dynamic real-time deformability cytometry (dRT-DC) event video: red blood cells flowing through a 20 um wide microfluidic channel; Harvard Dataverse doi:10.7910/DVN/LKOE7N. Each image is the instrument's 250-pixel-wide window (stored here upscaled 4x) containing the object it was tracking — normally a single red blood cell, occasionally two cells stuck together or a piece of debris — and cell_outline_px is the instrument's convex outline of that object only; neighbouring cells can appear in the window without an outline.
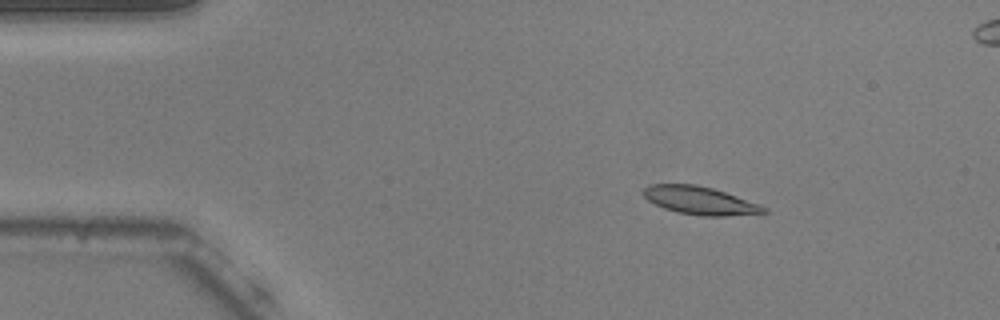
{"species": "common noctule bat (a hibernating species)", "species_latin": "Nyctalus noctula", "temperature_condition": "warm", "stored_images_in_passage": 47, "segment_of_instrument_passage": [1, 2], "camera_frame_rate_fps": 3000, "um_per_image_px": 0.085, "animal": {"sex": "male", "body_mass_g": 20.5, "forearm_length_mm": 52.5}, "frame": {"image": 1, "passage_image": 1, "time_ms": 0.0, "image_size_px": [1000, 320], "cell_outline_px": [[768, 212], [724, 216], [700, 216], [676, 212], [664, 208], [648, 200], [640, 192], [648, 184], [696, 184], [712, 188], [760, 204], [768, 208]], "centroid_in_image_um": [59.46, 17.04], "position_along_channel_um": 25.5, "area_um2": 19.65}}
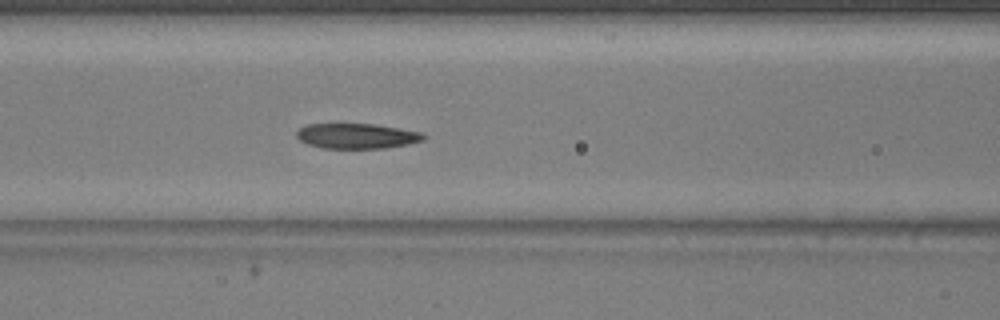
{"frame": {"image": 2, "passage_image": 15, "time_ms": 4.667, "image_size_px": [1000, 320], "cell_outline_px": [[428, 136], [424, 140], [408, 144], [384, 148], [320, 148], [308, 144], [300, 140], [296, 136], [296, 132], [300, 128], [308, 124], [372, 124], [400, 128], [420, 132]], "centroid_in_image_um": [30.34, 11.56], "position_along_channel_um": 136.3, "area_um2": 18.61}}
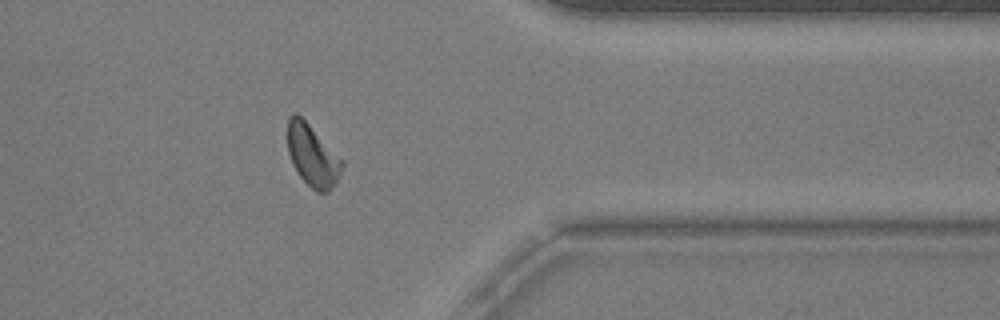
{"frame": {"image": 3, "passage_image": 36, "time_ms": 11.667, "image_size_px": [1000, 320], "cell_outline_px": [[344, 164], [336, 180], [328, 192], [316, 192], [300, 176], [292, 164], [288, 152], [288, 116], [292, 112], [296, 112], [344, 160]], "centroid_in_image_um": [26.55, 13.2], "position_along_channel_um": 384.9, "area_um2": 19.31}}